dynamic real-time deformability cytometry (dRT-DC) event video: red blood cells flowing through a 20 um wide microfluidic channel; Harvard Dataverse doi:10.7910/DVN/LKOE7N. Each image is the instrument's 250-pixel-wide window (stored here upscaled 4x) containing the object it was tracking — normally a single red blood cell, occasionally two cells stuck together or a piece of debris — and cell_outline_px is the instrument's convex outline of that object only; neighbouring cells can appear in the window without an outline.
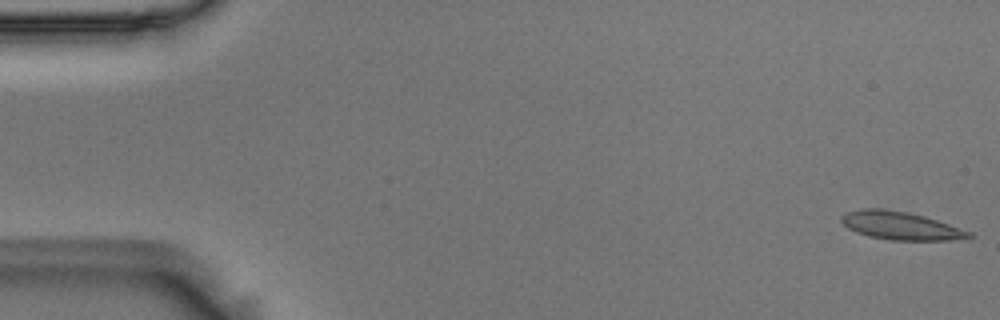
{"species": "Egyptian fruit bat (a non-hibernating species)", "species_latin": "Rousettus aegyptiacus", "temperature_condition": "room temperature", "stored_images_in_passage": 11, "camera_frame_rate_fps": 3000, "um_per_image_px": 0.085, "animal": {"sex": "male"}, "frame": {"image": 1, "passage_image": 1, "time_ms": 0.0, "image_size_px": [1000, 320], "cell_outline_px": [[976, 236], [948, 240], [892, 240], [868, 236], [856, 232], [848, 228], [840, 220], [840, 216], [848, 212], [860, 208], [880, 208], [904, 212], [924, 216], [972, 232]], "centroid_in_image_um": [76.52, 19.18], "position_along_channel_um": 8.5, "area_um2": 20.63}}